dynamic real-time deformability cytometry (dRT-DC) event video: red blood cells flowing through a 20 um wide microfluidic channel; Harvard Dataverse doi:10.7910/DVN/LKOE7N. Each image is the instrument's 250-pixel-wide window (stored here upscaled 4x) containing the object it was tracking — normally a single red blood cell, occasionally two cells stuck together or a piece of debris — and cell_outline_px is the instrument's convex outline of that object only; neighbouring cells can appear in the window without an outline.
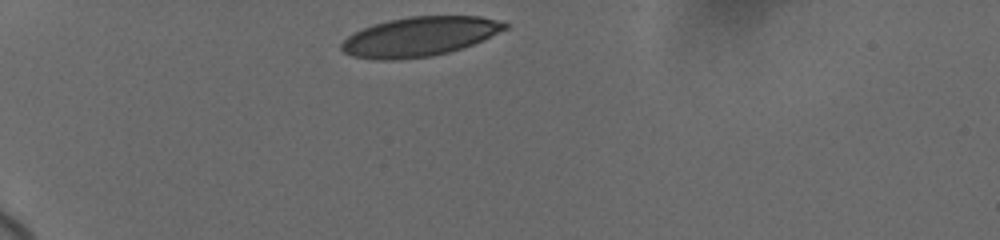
{"species": "human", "species_latin": "Homo sapiens", "temperature_condition": "cold", "stored_images_in_passage": 23, "camera_frame_rate_fps": 3000, "um_per_image_px": 0.085, "donor": {"sex": "female"}, "frame": {"image": 1, "passage_image": 1, "time_ms": 0.0, "image_size_px": [1000, 240], "cell_outline_px": [[508, 28], [472, 44], [448, 52], [432, 56], [392, 60], [376, 60], [352, 56], [344, 52], [340, 48], [340, 44], [348, 36], [372, 24], [388, 20], [408, 16], [480, 16], [496, 20], [508, 24]], "centroid_in_image_um": [35.62, 3.11], "position_along_channel_um": 49.4, "area_um2": 37.28}}
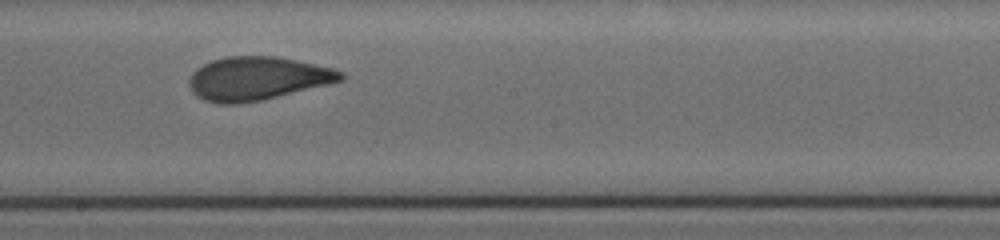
{"frame": {"image": 2, "passage_image": 13, "time_ms": 6.0, "image_size_px": [1000, 240], "cell_outline_px": [[344, 80], [264, 100], [236, 104], [220, 104], [204, 100], [196, 96], [192, 92], [188, 80], [192, 72], [196, 68], [212, 60], [228, 56], [276, 56], [296, 60], [332, 68], [344, 72]], "centroid_in_image_um": [21.86, 6.68], "position_along_channel_um": 226.3, "area_um2": 38.49}}
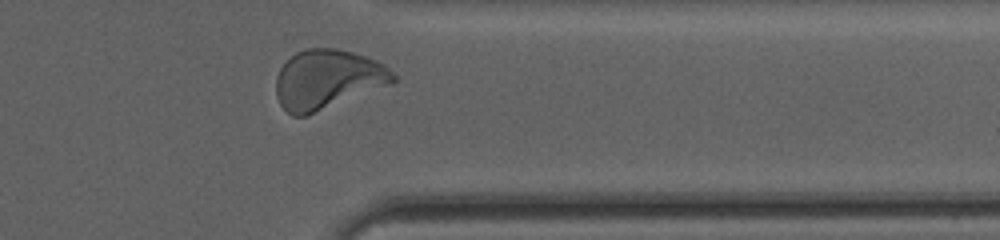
{"frame": {"image": 3, "passage_image": 22, "time_ms": 10.333, "image_size_px": [1000, 240], "cell_outline_px": [[396, 80], [392, 84], [308, 116], [292, 116], [280, 104], [276, 96], [276, 76], [280, 68], [296, 52], [304, 48], [336, 48], [352, 52], [376, 60], [384, 64], [396, 76]], "centroid_in_image_um": [27.84, 6.76], "position_along_channel_um": 383.6, "area_um2": 40.75}, "authors_computed_cell_mechanics": {"area_um2": 38.5526, "velocity_mm_per_s": 3.6466, "shape_relaxation_time_tau1_ms": 4.4487, "shape_relaxation_time_tau2_ms": 0.9091, "deformation_change_tau1": 0.146, "deformation_change_tau2": 0.0551}}